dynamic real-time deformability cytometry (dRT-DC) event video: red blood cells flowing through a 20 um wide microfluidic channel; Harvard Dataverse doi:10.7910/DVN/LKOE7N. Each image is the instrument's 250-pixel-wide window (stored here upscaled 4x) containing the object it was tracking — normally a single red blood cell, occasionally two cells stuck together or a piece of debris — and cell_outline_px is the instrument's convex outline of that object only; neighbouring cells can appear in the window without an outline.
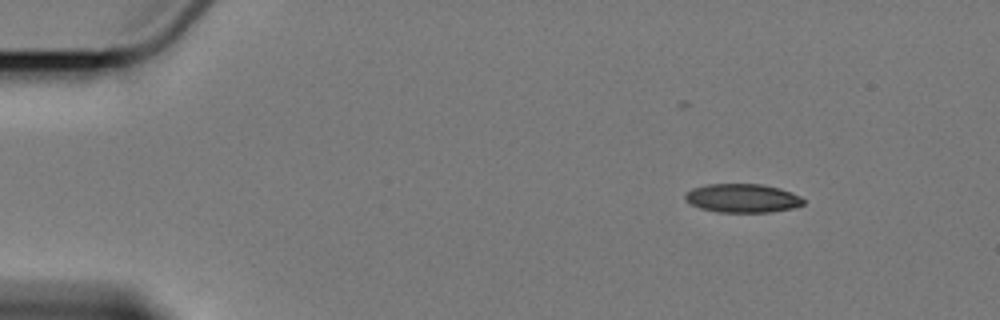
{"species": "Egyptian fruit bat (a non-hibernating species)", "species_latin": "Rousettus aegyptiacus", "temperature_condition": "cold", "stored_images_in_passage": 6, "camera_frame_rate_fps": 3000, "um_per_image_px": 0.085, "animal": {"sex": "female"}, "frame": {"image": 1, "passage_image": 1, "time_ms": 0.0, "image_size_px": [1000, 320], "cell_outline_px": [[804, 204], [792, 208], [772, 212], [716, 212], [700, 208], [684, 200], [684, 196], [692, 188], [708, 184], [760, 184], [780, 188], [792, 192], [800, 196], [804, 200]], "centroid_in_image_um": [63.11, 16.85], "position_along_channel_um": 21.9, "area_um2": 19.83}}
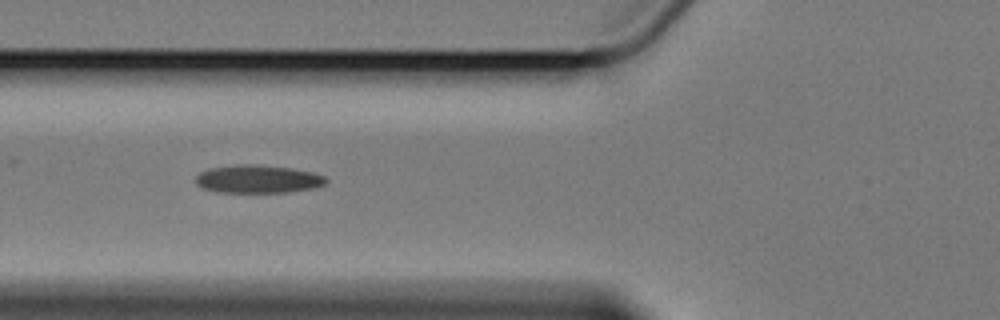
{"frame": {"image": 2, "passage_image": 5, "time_ms": 5.0, "image_size_px": [1000, 320], "cell_outline_px": [[328, 180], [324, 184], [312, 188], [288, 192], [220, 192], [204, 188], [196, 184], [196, 176], [200, 172], [208, 168], [236, 164], [248, 164], [292, 168], [312, 172], [324, 176]], "centroid_in_image_um": [21.9, 15.21], "position_along_channel_um": 103.9, "area_um2": 21.15}}
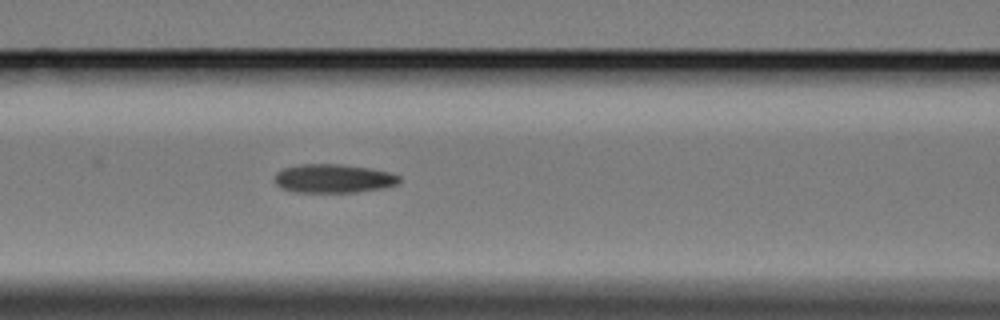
{"frame": {"image": 3, "passage_image": 6, "time_ms": 6.0, "image_size_px": [1000, 320], "cell_outline_px": [[400, 184], [384, 188], [356, 192], [296, 192], [280, 188], [276, 184], [276, 172], [284, 168], [300, 164], [340, 164], [368, 168], [388, 172], [400, 176]], "centroid_in_image_um": [28.36, 15.18], "position_along_channel_um": 138.2, "area_um2": 20.87}}